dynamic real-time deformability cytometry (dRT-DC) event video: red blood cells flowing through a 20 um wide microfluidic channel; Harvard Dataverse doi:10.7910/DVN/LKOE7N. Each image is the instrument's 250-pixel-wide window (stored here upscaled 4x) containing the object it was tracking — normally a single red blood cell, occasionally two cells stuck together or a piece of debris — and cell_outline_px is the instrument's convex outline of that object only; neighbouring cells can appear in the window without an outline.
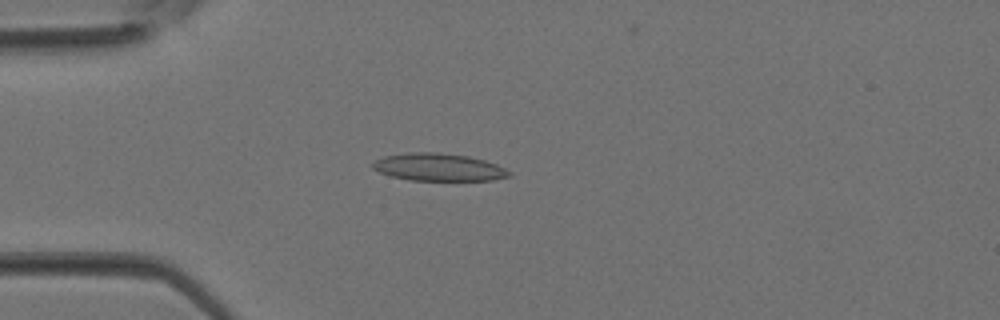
{"species": "Egyptian fruit bat (a non-hibernating species)", "species_latin": "Rousettus aegyptiacus", "temperature_condition": "room temperature", "stored_images_in_passage": 37, "camera_frame_rate_fps": 3000, "um_per_image_px": 0.085, "animal": {"sex": "female"}, "frame": {"image": 1, "passage_image": 10, "time_ms": 3.0, "image_size_px": [1000, 320], "cell_outline_px": [[512, 176], [492, 180], [408, 180], [392, 176], [380, 172], [372, 168], [372, 164], [376, 160], [384, 156], [408, 152], [440, 152], [468, 156], [484, 160], [496, 164], [512, 172]], "centroid_in_image_um": [37.3, 14.21], "position_along_channel_um": 47.7, "area_um2": 21.91}}
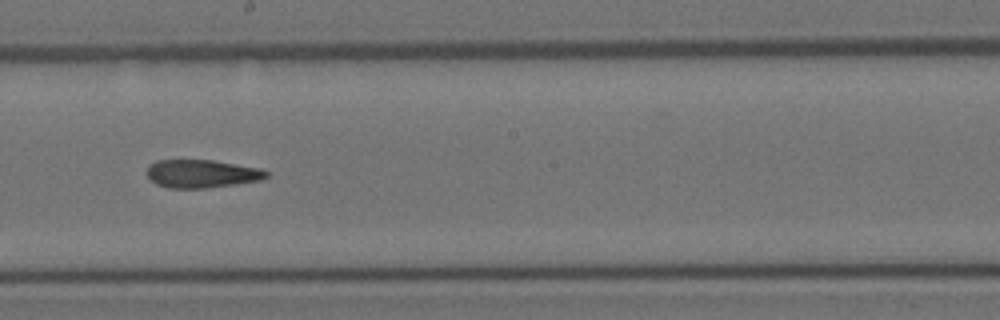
{"frame": {"image": 2, "passage_image": 21, "time_ms": 6.667, "image_size_px": [1000, 320], "cell_outline_px": [[268, 176], [260, 180], [236, 184], [204, 188], [168, 188], [156, 184], [144, 172], [148, 164], [156, 160], [212, 160], [260, 168], [268, 172]], "centroid_in_image_um": [17.09, 14.76], "position_along_channel_um": 231.1, "area_um2": 19.65}}
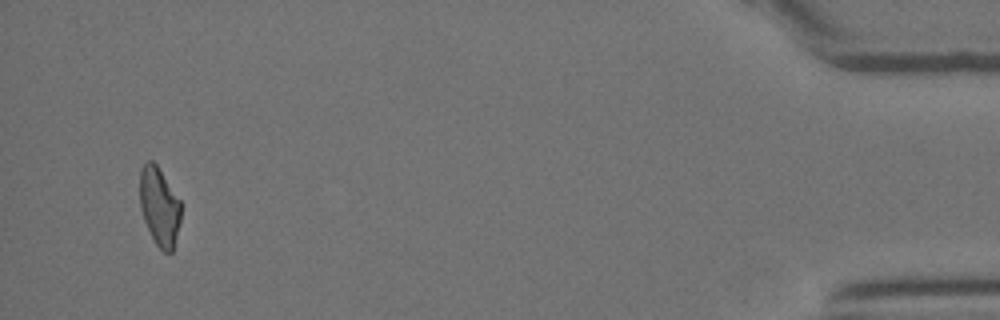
{"frame": {"image": 3, "passage_image": 36, "time_ms": 11.667, "image_size_px": [1000, 320], "cell_outline_px": [[180, 220], [172, 252], [164, 252], [156, 244], [144, 220], [140, 208], [140, 168], [148, 160], [152, 160], [156, 164], [180, 200]], "centroid_in_image_um": [13.53, 17.53], "position_along_channel_um": 421.7, "area_um2": 18.5}}